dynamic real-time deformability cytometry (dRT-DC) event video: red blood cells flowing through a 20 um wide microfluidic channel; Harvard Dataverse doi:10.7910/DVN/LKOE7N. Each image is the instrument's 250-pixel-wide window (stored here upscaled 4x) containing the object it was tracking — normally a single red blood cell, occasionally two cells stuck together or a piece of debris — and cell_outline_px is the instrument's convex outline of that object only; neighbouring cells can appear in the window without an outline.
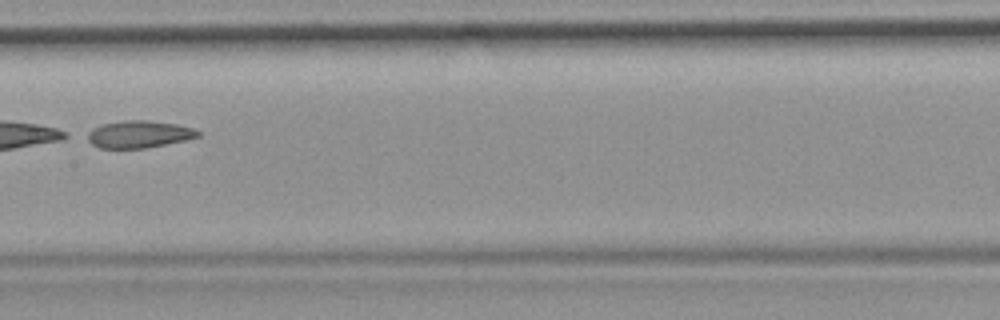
{"species": "common noctule bat (a hibernating species)", "species_latin": "Nyctalus noctula", "temperature_condition": "room temperature", "stored_images_in_passage": 5, "camera_frame_rate_fps": 3000, "um_per_image_px": 0.085, "animal": {"sex": "female", "body_mass_g": 19.9}, "frame": {"image": 1, "passage_image": 4, "time_ms": 3.333, "image_size_px": [1000, 320], "cell_outline_px": [[200, 136], [184, 140], [148, 148], [100, 148], [92, 144], [80, 136], [104, 124], [124, 120], [148, 120], [176, 124], [192, 128], [200, 132]], "centroid_in_image_um": [11.76, 11.42], "position_along_channel_um": 195.6, "area_um2": 17.57}}
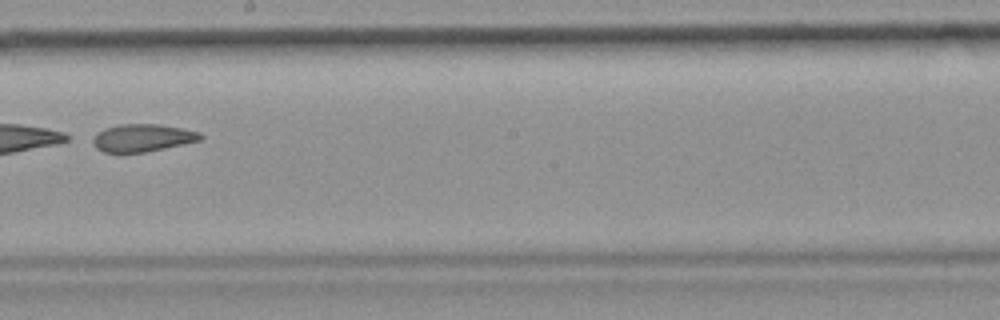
{"frame": {"image": 2, "passage_image": 5, "time_ms": 4.333, "image_size_px": [1000, 320], "cell_outline_px": [[204, 136], [200, 140], [144, 152], [104, 152], [96, 148], [92, 140], [104, 128], [120, 124], [160, 124], [200, 132]], "centroid_in_image_um": [12.12, 11.71], "position_along_channel_um": 236.1, "area_um2": 16.94}}